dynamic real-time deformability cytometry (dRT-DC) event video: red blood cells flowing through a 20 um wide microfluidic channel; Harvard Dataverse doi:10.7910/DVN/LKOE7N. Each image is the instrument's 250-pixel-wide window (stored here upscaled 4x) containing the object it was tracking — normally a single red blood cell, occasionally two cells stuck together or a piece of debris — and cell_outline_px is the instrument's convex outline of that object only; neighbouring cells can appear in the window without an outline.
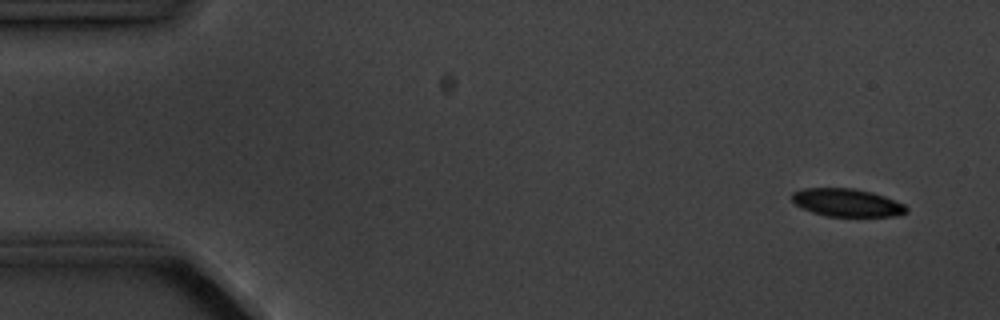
{"species": "common noctule bat (a hibernating species)", "species_latin": "Nyctalus noctula", "temperature_condition": "cold", "stored_images_in_passage": 3, "segment_of_instrument_passage": [2, 2], "camera_frame_rate_fps": 3000, "um_per_image_px": 0.085, "animal": {"sex": "male", "body_mass_g": 20.1, "forearm_length_mm": 53.5}, "frame": {"image": 1, "passage_image": 3, "time_ms": 3.333, "image_size_px": [1000, 320], "cell_outline_px": [[908, 212], [892, 216], [828, 216], [812, 212], [796, 204], [792, 200], [792, 192], [804, 188], [856, 188], [872, 192], [884, 196], [904, 204], [908, 208]], "centroid_in_image_um": [72.0, 17.21], "position_along_channel_um": 13.0, "area_um2": 18.5}}